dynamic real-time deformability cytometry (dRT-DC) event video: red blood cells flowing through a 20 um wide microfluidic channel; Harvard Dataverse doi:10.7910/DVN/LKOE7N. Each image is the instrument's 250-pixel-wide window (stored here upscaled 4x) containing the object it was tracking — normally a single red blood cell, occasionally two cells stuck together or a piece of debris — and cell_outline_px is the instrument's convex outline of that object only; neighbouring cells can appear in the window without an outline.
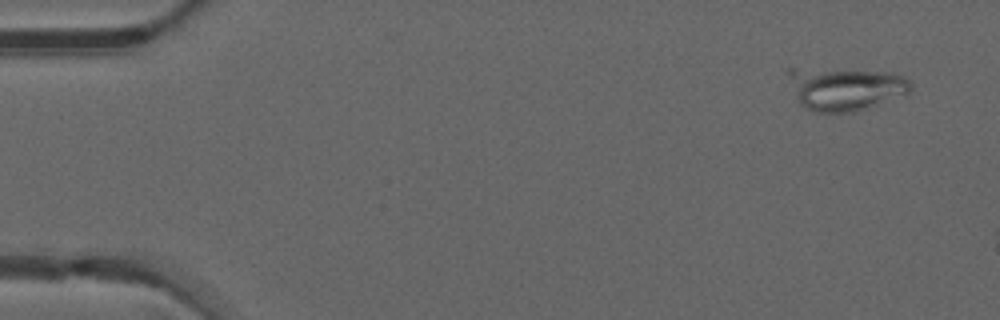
{"species": "common noctule bat (a hibernating species)", "species_latin": "Nyctalus noctula", "temperature_condition": "warm", "stored_images_in_passage": 9, "camera_frame_rate_fps": 3000, "um_per_image_px": 0.085, "animal": {"sex": "male", "forearm_length_mm": 52.5}, "frame": {"image": 1, "passage_image": 3, "time_ms": 0.667, "image_size_px": [1000, 320], "cell_outline_px": [[912, 88], [908, 92], [868, 108], [856, 112], [812, 112], [804, 108], [800, 104], [784, 72], [788, 68], [792, 68], [888, 72], [904, 76], [912, 84]], "centroid_in_image_um": [71.78, 7.55], "position_along_channel_um": 13.2, "area_um2": 30.52}}